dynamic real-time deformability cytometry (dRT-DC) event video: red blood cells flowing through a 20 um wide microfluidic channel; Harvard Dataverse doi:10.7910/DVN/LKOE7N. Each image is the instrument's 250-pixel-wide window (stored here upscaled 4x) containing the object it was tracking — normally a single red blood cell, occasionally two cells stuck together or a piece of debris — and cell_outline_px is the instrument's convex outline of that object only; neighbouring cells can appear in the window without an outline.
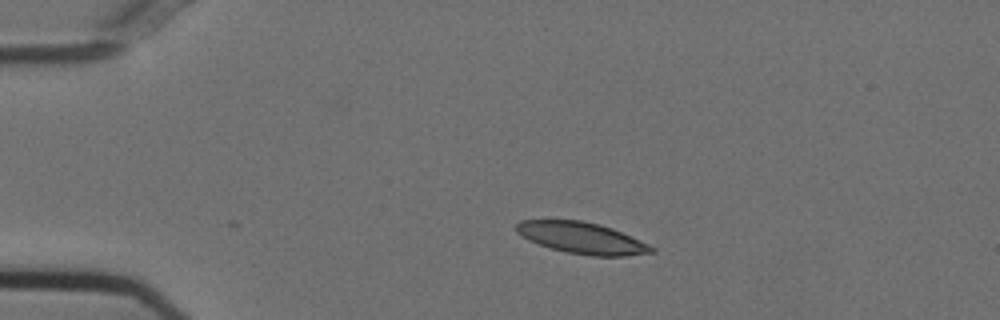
{"species": "Egyptian fruit bat (a non-hibernating species)", "species_latin": "Rousettus aegyptiacus", "temperature_condition": "cold", "stored_images_in_passage": 36, "camera_frame_rate_fps": 3000, "um_per_image_px": 0.085, "animal": {"sex": "female"}, "frame": {"image": 1, "passage_image": 1, "time_ms": 0.0, "image_size_px": [1000, 320], "cell_outline_px": [[656, 252], [624, 256], [592, 256], [568, 252], [552, 248], [528, 240], [516, 232], [516, 224], [520, 220], [580, 220], [600, 224], [612, 228], [648, 244], [656, 248]], "centroid_in_image_um": [49.47, 20.22], "position_along_channel_um": 35.5, "area_um2": 24.57}}
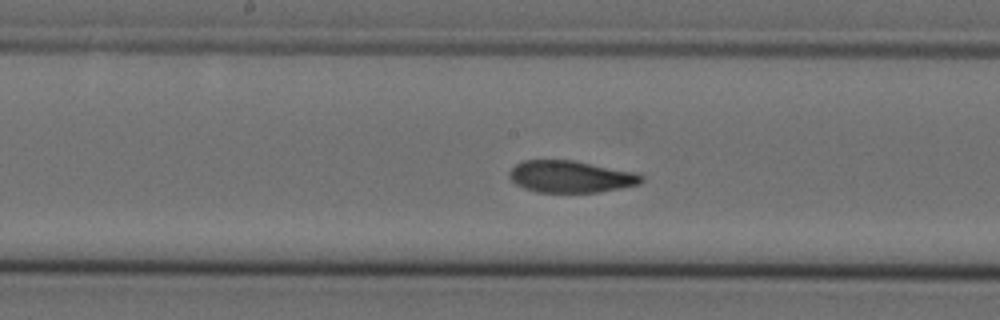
{"frame": {"image": 2, "passage_image": 18, "time_ms": 5.667, "image_size_px": [1000, 320], "cell_outline_px": [[644, 180], [640, 184], [600, 192], [536, 192], [524, 188], [516, 184], [508, 176], [508, 172], [516, 164], [524, 160], [572, 160], [636, 172], [644, 176]], "centroid_in_image_um": [48.52, 15.01], "position_along_channel_um": 199.7, "area_um2": 24.62}}
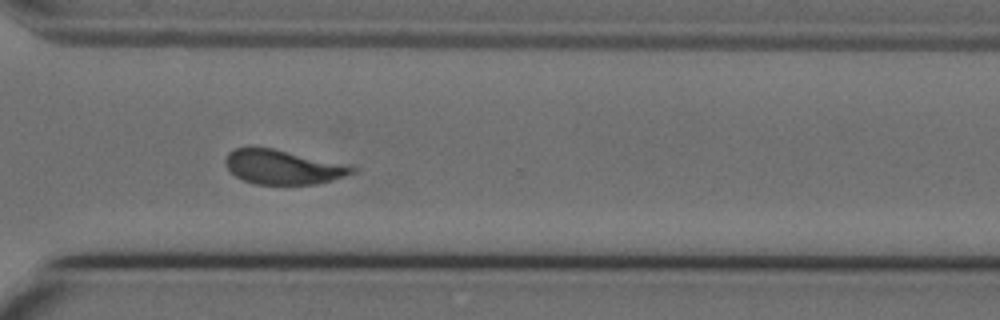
{"frame": {"image": 3, "passage_image": 30, "time_ms": 9.667, "image_size_px": [1000, 320], "cell_outline_px": [[360, 168], [356, 172], [332, 180], [316, 184], [256, 184], [244, 180], [236, 176], [224, 164], [224, 160], [228, 152], [236, 148], [272, 148], [352, 164]], "centroid_in_image_um": [24.14, 14.19], "position_along_channel_um": 346.5, "area_um2": 25.61}, "authors_computed_cell_mechanics": {"area_um2": 25.4898, "velocity_mm_per_s": 3.6862, "shape_relaxation_time_tau1_ms": 3.6276, "shape_relaxation_time_tau2_ms": 2.7956, "deformation_change_tau1": 0.1285, "deformation_change_tau2": 0.0924}}